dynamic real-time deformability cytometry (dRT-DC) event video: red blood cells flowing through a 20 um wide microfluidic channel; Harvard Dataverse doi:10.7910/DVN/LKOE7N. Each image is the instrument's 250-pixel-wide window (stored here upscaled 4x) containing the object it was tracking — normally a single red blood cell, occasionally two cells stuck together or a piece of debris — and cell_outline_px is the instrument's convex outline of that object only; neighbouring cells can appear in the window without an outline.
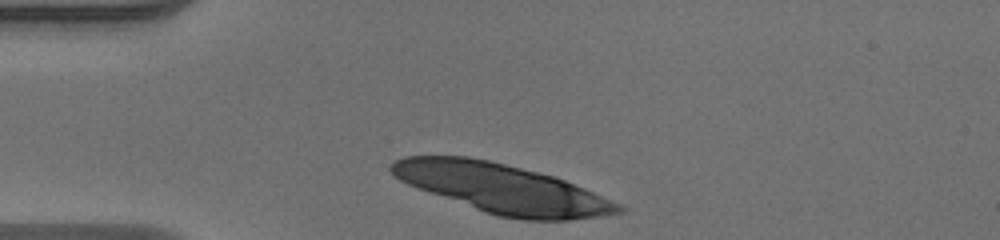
{"species": "human", "species_latin": "Homo sapiens", "temperature_condition": "warm", "stored_images_in_passage": 7, "camera_frame_rate_fps": 3000, "um_per_image_px": 0.085, "donor": {"sex": "male"}, "frame": {"image": 1, "passage_image": 1, "time_ms": 0.0, "image_size_px": [1000, 240], "cell_outline_px": [[628, 208], [624, 212], [600, 216], [568, 220], [524, 220], [500, 216], [484, 212], [408, 184], [400, 180], [388, 168], [396, 160], [404, 156], [468, 156], [488, 160], [552, 176], [564, 180], [584, 188], [620, 204]], "centroid_in_image_um": [42.7, 16.03], "position_along_channel_um": 42.3, "area_um2": 64.22}}